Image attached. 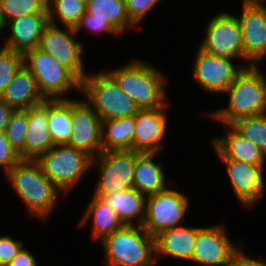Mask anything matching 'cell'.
Wrapping results in <instances>:
<instances>
[{
    "instance_id": "obj_25",
    "label": "cell",
    "mask_w": 266,
    "mask_h": 266,
    "mask_svg": "<svg viewBox=\"0 0 266 266\" xmlns=\"http://www.w3.org/2000/svg\"><path fill=\"white\" fill-rule=\"evenodd\" d=\"M118 214L124 225L143 226L146 215V198L136 189L116 191L100 197Z\"/></svg>"
},
{
    "instance_id": "obj_2",
    "label": "cell",
    "mask_w": 266,
    "mask_h": 266,
    "mask_svg": "<svg viewBox=\"0 0 266 266\" xmlns=\"http://www.w3.org/2000/svg\"><path fill=\"white\" fill-rule=\"evenodd\" d=\"M145 60L135 56L125 64L116 63L113 68L106 65L107 69L105 67L104 70L134 100L140 110L164 107L170 101L171 94L168 92L171 90L168 87L171 79L159 65Z\"/></svg>"
},
{
    "instance_id": "obj_5",
    "label": "cell",
    "mask_w": 266,
    "mask_h": 266,
    "mask_svg": "<svg viewBox=\"0 0 266 266\" xmlns=\"http://www.w3.org/2000/svg\"><path fill=\"white\" fill-rule=\"evenodd\" d=\"M90 72L81 82V96L93 107L102 121L131 117L140 110L128 94L103 69Z\"/></svg>"
},
{
    "instance_id": "obj_38",
    "label": "cell",
    "mask_w": 266,
    "mask_h": 266,
    "mask_svg": "<svg viewBox=\"0 0 266 266\" xmlns=\"http://www.w3.org/2000/svg\"><path fill=\"white\" fill-rule=\"evenodd\" d=\"M18 152L9 143L5 132L0 131V169L4 176L19 160Z\"/></svg>"
},
{
    "instance_id": "obj_15",
    "label": "cell",
    "mask_w": 266,
    "mask_h": 266,
    "mask_svg": "<svg viewBox=\"0 0 266 266\" xmlns=\"http://www.w3.org/2000/svg\"><path fill=\"white\" fill-rule=\"evenodd\" d=\"M73 131L68 146L79 149L92 158L102 151V120L82 96L71 99Z\"/></svg>"
},
{
    "instance_id": "obj_34",
    "label": "cell",
    "mask_w": 266,
    "mask_h": 266,
    "mask_svg": "<svg viewBox=\"0 0 266 266\" xmlns=\"http://www.w3.org/2000/svg\"><path fill=\"white\" fill-rule=\"evenodd\" d=\"M75 30L78 36H81L80 33H82V35L88 34L92 39L94 37L98 39L99 36H101L99 37L101 39L108 35L115 37L113 39H116V37L121 39L122 37L106 20L88 19V12L84 13Z\"/></svg>"
},
{
    "instance_id": "obj_27",
    "label": "cell",
    "mask_w": 266,
    "mask_h": 266,
    "mask_svg": "<svg viewBox=\"0 0 266 266\" xmlns=\"http://www.w3.org/2000/svg\"><path fill=\"white\" fill-rule=\"evenodd\" d=\"M135 115L102 121L103 151L133 150Z\"/></svg>"
},
{
    "instance_id": "obj_13",
    "label": "cell",
    "mask_w": 266,
    "mask_h": 266,
    "mask_svg": "<svg viewBox=\"0 0 266 266\" xmlns=\"http://www.w3.org/2000/svg\"><path fill=\"white\" fill-rule=\"evenodd\" d=\"M218 160L225 166L224 174L238 206L253 212L259 201L266 196V166L252 165L234 159Z\"/></svg>"
},
{
    "instance_id": "obj_10",
    "label": "cell",
    "mask_w": 266,
    "mask_h": 266,
    "mask_svg": "<svg viewBox=\"0 0 266 266\" xmlns=\"http://www.w3.org/2000/svg\"><path fill=\"white\" fill-rule=\"evenodd\" d=\"M84 39L85 36L80 38L74 28L48 23L44 27L38 49L51 55L82 82L91 69L85 64L88 60V46Z\"/></svg>"
},
{
    "instance_id": "obj_21",
    "label": "cell",
    "mask_w": 266,
    "mask_h": 266,
    "mask_svg": "<svg viewBox=\"0 0 266 266\" xmlns=\"http://www.w3.org/2000/svg\"><path fill=\"white\" fill-rule=\"evenodd\" d=\"M161 153H141L136 160L134 171V189L145 196L157 194L168 189L174 183L169 181L168 169L157 158ZM160 159V161H159Z\"/></svg>"
},
{
    "instance_id": "obj_41",
    "label": "cell",
    "mask_w": 266,
    "mask_h": 266,
    "mask_svg": "<svg viewBox=\"0 0 266 266\" xmlns=\"http://www.w3.org/2000/svg\"><path fill=\"white\" fill-rule=\"evenodd\" d=\"M265 65H266V49L263 52V54L252 64V66L256 69L266 71V69L263 68Z\"/></svg>"
},
{
    "instance_id": "obj_28",
    "label": "cell",
    "mask_w": 266,
    "mask_h": 266,
    "mask_svg": "<svg viewBox=\"0 0 266 266\" xmlns=\"http://www.w3.org/2000/svg\"><path fill=\"white\" fill-rule=\"evenodd\" d=\"M48 127L54 145L68 144L73 131L71 99L48 100Z\"/></svg>"
},
{
    "instance_id": "obj_29",
    "label": "cell",
    "mask_w": 266,
    "mask_h": 266,
    "mask_svg": "<svg viewBox=\"0 0 266 266\" xmlns=\"http://www.w3.org/2000/svg\"><path fill=\"white\" fill-rule=\"evenodd\" d=\"M48 23L76 28L86 12L85 0H48Z\"/></svg>"
},
{
    "instance_id": "obj_3",
    "label": "cell",
    "mask_w": 266,
    "mask_h": 266,
    "mask_svg": "<svg viewBox=\"0 0 266 266\" xmlns=\"http://www.w3.org/2000/svg\"><path fill=\"white\" fill-rule=\"evenodd\" d=\"M221 96L227 104L205 114L212 122L231 125L238 119L266 113V71L245 67Z\"/></svg>"
},
{
    "instance_id": "obj_32",
    "label": "cell",
    "mask_w": 266,
    "mask_h": 266,
    "mask_svg": "<svg viewBox=\"0 0 266 266\" xmlns=\"http://www.w3.org/2000/svg\"><path fill=\"white\" fill-rule=\"evenodd\" d=\"M27 110H15L10 117L5 134L11 146L24 159V143L27 132Z\"/></svg>"
},
{
    "instance_id": "obj_24",
    "label": "cell",
    "mask_w": 266,
    "mask_h": 266,
    "mask_svg": "<svg viewBox=\"0 0 266 266\" xmlns=\"http://www.w3.org/2000/svg\"><path fill=\"white\" fill-rule=\"evenodd\" d=\"M0 98L14 110H27L46 100L39 90L37 80L24 64L5 87Z\"/></svg>"
},
{
    "instance_id": "obj_17",
    "label": "cell",
    "mask_w": 266,
    "mask_h": 266,
    "mask_svg": "<svg viewBox=\"0 0 266 266\" xmlns=\"http://www.w3.org/2000/svg\"><path fill=\"white\" fill-rule=\"evenodd\" d=\"M240 8L239 14L233 13L241 26L245 67H249L266 49V2H241Z\"/></svg>"
},
{
    "instance_id": "obj_26",
    "label": "cell",
    "mask_w": 266,
    "mask_h": 266,
    "mask_svg": "<svg viewBox=\"0 0 266 266\" xmlns=\"http://www.w3.org/2000/svg\"><path fill=\"white\" fill-rule=\"evenodd\" d=\"M86 12L88 19L106 20L123 38L126 32H140L130 21L125 0H87Z\"/></svg>"
},
{
    "instance_id": "obj_39",
    "label": "cell",
    "mask_w": 266,
    "mask_h": 266,
    "mask_svg": "<svg viewBox=\"0 0 266 266\" xmlns=\"http://www.w3.org/2000/svg\"><path fill=\"white\" fill-rule=\"evenodd\" d=\"M25 246L27 245L21 248L17 256L7 266H41L37 261L39 257H36L32 252L33 248L31 250L30 247Z\"/></svg>"
},
{
    "instance_id": "obj_4",
    "label": "cell",
    "mask_w": 266,
    "mask_h": 266,
    "mask_svg": "<svg viewBox=\"0 0 266 266\" xmlns=\"http://www.w3.org/2000/svg\"><path fill=\"white\" fill-rule=\"evenodd\" d=\"M97 245L104 266H157L155 237L143 226L124 225Z\"/></svg>"
},
{
    "instance_id": "obj_23",
    "label": "cell",
    "mask_w": 266,
    "mask_h": 266,
    "mask_svg": "<svg viewBox=\"0 0 266 266\" xmlns=\"http://www.w3.org/2000/svg\"><path fill=\"white\" fill-rule=\"evenodd\" d=\"M27 115L24 159L37 160L54 146L48 127V100L27 109Z\"/></svg>"
},
{
    "instance_id": "obj_35",
    "label": "cell",
    "mask_w": 266,
    "mask_h": 266,
    "mask_svg": "<svg viewBox=\"0 0 266 266\" xmlns=\"http://www.w3.org/2000/svg\"><path fill=\"white\" fill-rule=\"evenodd\" d=\"M164 1L166 0H125L130 21L141 31L146 17L152 16L153 10L157 6L159 8V4Z\"/></svg>"
},
{
    "instance_id": "obj_9",
    "label": "cell",
    "mask_w": 266,
    "mask_h": 266,
    "mask_svg": "<svg viewBox=\"0 0 266 266\" xmlns=\"http://www.w3.org/2000/svg\"><path fill=\"white\" fill-rule=\"evenodd\" d=\"M140 154L134 150L102 151L93 158L91 173L96 170L97 177L91 185L94 187L90 191L92 195L100 198L116 191L134 189L135 164Z\"/></svg>"
},
{
    "instance_id": "obj_43",
    "label": "cell",
    "mask_w": 266,
    "mask_h": 266,
    "mask_svg": "<svg viewBox=\"0 0 266 266\" xmlns=\"http://www.w3.org/2000/svg\"><path fill=\"white\" fill-rule=\"evenodd\" d=\"M241 2H266V0H240Z\"/></svg>"
},
{
    "instance_id": "obj_18",
    "label": "cell",
    "mask_w": 266,
    "mask_h": 266,
    "mask_svg": "<svg viewBox=\"0 0 266 266\" xmlns=\"http://www.w3.org/2000/svg\"><path fill=\"white\" fill-rule=\"evenodd\" d=\"M204 225L184 224L179 227L165 230L155 237L156 263L160 265V259H171L174 262L186 264L193 258L197 232ZM186 262V263H184Z\"/></svg>"
},
{
    "instance_id": "obj_40",
    "label": "cell",
    "mask_w": 266,
    "mask_h": 266,
    "mask_svg": "<svg viewBox=\"0 0 266 266\" xmlns=\"http://www.w3.org/2000/svg\"><path fill=\"white\" fill-rule=\"evenodd\" d=\"M15 110L0 98V131L5 132Z\"/></svg>"
},
{
    "instance_id": "obj_36",
    "label": "cell",
    "mask_w": 266,
    "mask_h": 266,
    "mask_svg": "<svg viewBox=\"0 0 266 266\" xmlns=\"http://www.w3.org/2000/svg\"><path fill=\"white\" fill-rule=\"evenodd\" d=\"M25 245V240L16 239L11 234L0 235V266H7Z\"/></svg>"
},
{
    "instance_id": "obj_7",
    "label": "cell",
    "mask_w": 266,
    "mask_h": 266,
    "mask_svg": "<svg viewBox=\"0 0 266 266\" xmlns=\"http://www.w3.org/2000/svg\"><path fill=\"white\" fill-rule=\"evenodd\" d=\"M23 64L37 80L46 100L72 99L81 95V82L48 53L38 48L29 50L23 54Z\"/></svg>"
},
{
    "instance_id": "obj_14",
    "label": "cell",
    "mask_w": 266,
    "mask_h": 266,
    "mask_svg": "<svg viewBox=\"0 0 266 266\" xmlns=\"http://www.w3.org/2000/svg\"><path fill=\"white\" fill-rule=\"evenodd\" d=\"M226 222L204 226L197 232L192 261L187 266H226L242 239H230ZM235 240V241H234Z\"/></svg>"
},
{
    "instance_id": "obj_20",
    "label": "cell",
    "mask_w": 266,
    "mask_h": 266,
    "mask_svg": "<svg viewBox=\"0 0 266 266\" xmlns=\"http://www.w3.org/2000/svg\"><path fill=\"white\" fill-rule=\"evenodd\" d=\"M47 24L48 14H29L15 18L6 24L0 43L3 47L24 54L38 48Z\"/></svg>"
},
{
    "instance_id": "obj_31",
    "label": "cell",
    "mask_w": 266,
    "mask_h": 266,
    "mask_svg": "<svg viewBox=\"0 0 266 266\" xmlns=\"http://www.w3.org/2000/svg\"><path fill=\"white\" fill-rule=\"evenodd\" d=\"M2 16L9 21L29 14H48V0H0Z\"/></svg>"
},
{
    "instance_id": "obj_37",
    "label": "cell",
    "mask_w": 266,
    "mask_h": 266,
    "mask_svg": "<svg viewBox=\"0 0 266 266\" xmlns=\"http://www.w3.org/2000/svg\"><path fill=\"white\" fill-rule=\"evenodd\" d=\"M246 244L243 242L240 246L231 254L226 266H266V257L254 255L246 251L249 248H245ZM259 258V259H258Z\"/></svg>"
},
{
    "instance_id": "obj_1",
    "label": "cell",
    "mask_w": 266,
    "mask_h": 266,
    "mask_svg": "<svg viewBox=\"0 0 266 266\" xmlns=\"http://www.w3.org/2000/svg\"><path fill=\"white\" fill-rule=\"evenodd\" d=\"M4 177L17 199H21L27 219L47 223L62 205L65 195L43 173L37 160L20 159Z\"/></svg>"
},
{
    "instance_id": "obj_16",
    "label": "cell",
    "mask_w": 266,
    "mask_h": 266,
    "mask_svg": "<svg viewBox=\"0 0 266 266\" xmlns=\"http://www.w3.org/2000/svg\"><path fill=\"white\" fill-rule=\"evenodd\" d=\"M169 101L164 107L156 109L139 110L135 115L136 127L133 138V150L140 153L165 152L166 140L170 133ZM168 136V137H167Z\"/></svg>"
},
{
    "instance_id": "obj_42",
    "label": "cell",
    "mask_w": 266,
    "mask_h": 266,
    "mask_svg": "<svg viewBox=\"0 0 266 266\" xmlns=\"http://www.w3.org/2000/svg\"><path fill=\"white\" fill-rule=\"evenodd\" d=\"M5 29H6V23L2 16V9H1V3H0V39L4 35Z\"/></svg>"
},
{
    "instance_id": "obj_22",
    "label": "cell",
    "mask_w": 266,
    "mask_h": 266,
    "mask_svg": "<svg viewBox=\"0 0 266 266\" xmlns=\"http://www.w3.org/2000/svg\"><path fill=\"white\" fill-rule=\"evenodd\" d=\"M90 201L84 207L77 226L79 229L85 228L90 223L91 242L97 244L105 237L121 229L124 224L119 219L118 214L113 211L101 198L90 195ZM81 227V228H80Z\"/></svg>"
},
{
    "instance_id": "obj_12",
    "label": "cell",
    "mask_w": 266,
    "mask_h": 266,
    "mask_svg": "<svg viewBox=\"0 0 266 266\" xmlns=\"http://www.w3.org/2000/svg\"><path fill=\"white\" fill-rule=\"evenodd\" d=\"M192 60L193 64L189 67L192 77L190 81L195 82L194 85L209 97H221L245 68L234 58L213 56L199 47L196 48Z\"/></svg>"
},
{
    "instance_id": "obj_30",
    "label": "cell",
    "mask_w": 266,
    "mask_h": 266,
    "mask_svg": "<svg viewBox=\"0 0 266 266\" xmlns=\"http://www.w3.org/2000/svg\"><path fill=\"white\" fill-rule=\"evenodd\" d=\"M231 126L258 146L266 157V113L238 119Z\"/></svg>"
},
{
    "instance_id": "obj_6",
    "label": "cell",
    "mask_w": 266,
    "mask_h": 266,
    "mask_svg": "<svg viewBox=\"0 0 266 266\" xmlns=\"http://www.w3.org/2000/svg\"><path fill=\"white\" fill-rule=\"evenodd\" d=\"M92 157L85 152L68 146L54 145L48 152L41 155L39 162L43 173L66 196L85 183L91 173Z\"/></svg>"
},
{
    "instance_id": "obj_8",
    "label": "cell",
    "mask_w": 266,
    "mask_h": 266,
    "mask_svg": "<svg viewBox=\"0 0 266 266\" xmlns=\"http://www.w3.org/2000/svg\"><path fill=\"white\" fill-rule=\"evenodd\" d=\"M172 185L146 198V215L143 228L153 237L161 232L188 223L191 212L192 193L185 194L177 185ZM190 195V196H189Z\"/></svg>"
},
{
    "instance_id": "obj_33",
    "label": "cell",
    "mask_w": 266,
    "mask_h": 266,
    "mask_svg": "<svg viewBox=\"0 0 266 266\" xmlns=\"http://www.w3.org/2000/svg\"><path fill=\"white\" fill-rule=\"evenodd\" d=\"M22 65L23 54L3 47L0 43V97Z\"/></svg>"
},
{
    "instance_id": "obj_19",
    "label": "cell",
    "mask_w": 266,
    "mask_h": 266,
    "mask_svg": "<svg viewBox=\"0 0 266 266\" xmlns=\"http://www.w3.org/2000/svg\"><path fill=\"white\" fill-rule=\"evenodd\" d=\"M222 136H211L208 143L218 159H234L248 164L266 166L261 149L238 133L231 125H219Z\"/></svg>"
},
{
    "instance_id": "obj_11",
    "label": "cell",
    "mask_w": 266,
    "mask_h": 266,
    "mask_svg": "<svg viewBox=\"0 0 266 266\" xmlns=\"http://www.w3.org/2000/svg\"><path fill=\"white\" fill-rule=\"evenodd\" d=\"M209 17L202 28L200 49L213 56L234 58L245 67V47L241 26L232 11H218Z\"/></svg>"
}]
</instances>
